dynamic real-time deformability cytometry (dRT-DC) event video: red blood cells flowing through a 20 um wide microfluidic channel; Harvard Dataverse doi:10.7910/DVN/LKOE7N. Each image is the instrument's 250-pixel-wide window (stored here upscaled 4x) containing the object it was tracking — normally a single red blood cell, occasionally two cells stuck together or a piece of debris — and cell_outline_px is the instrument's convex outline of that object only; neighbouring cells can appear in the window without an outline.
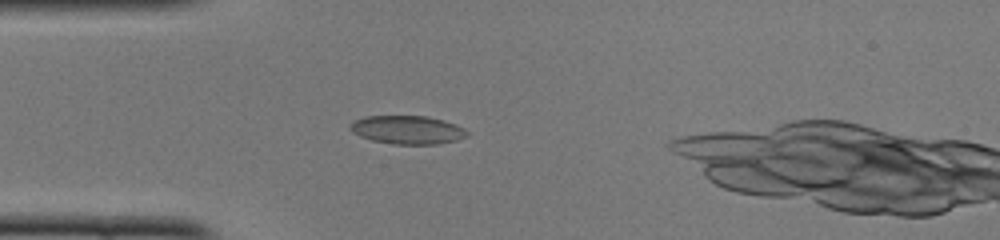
{"species": "common noctule bat (a hibernating species)", "species_latin": "Nyctalus noctula", "temperature_condition": "cold", "stored_images_in_passage": 43, "camera_frame_rate_fps": 3000, "um_per_image_px": 0.085, "animal": {"sex": "female", "body_mass_g": 22.0, "forearm_length_mm": 56.7}, "frame": {"image": 1, "passage_image": 13, "time_ms": 4.0, "image_size_px": [1000, 240], "cell_outline_px": [[468, 136], [456, 140], [440, 144], [392, 144], [372, 140], [360, 136], [352, 132], [348, 128], [352, 120], [364, 116], [428, 116], [444, 120], [456, 124], [464, 128], [468, 132]], "centroid_in_image_um": [34.62, 11.03], "position_along_channel_um": 50.4, "area_um2": 19.59}}
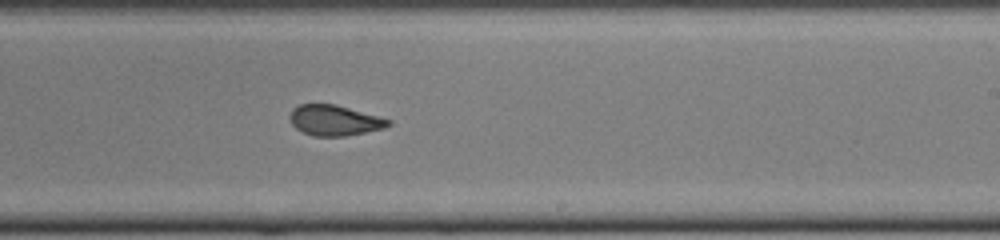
{"frame": {"image": 2, "passage_image": 29, "time_ms": 9.333, "image_size_px": [1000, 240], "cell_outline_px": [[392, 124], [384, 128], [344, 136], [312, 136], [296, 128], [288, 120], [288, 116], [292, 108], [300, 104], [336, 104], [392, 120]], "centroid_in_image_um": [28.4, 10.22], "position_along_channel_um": 260.6, "area_um2": 17.57}}
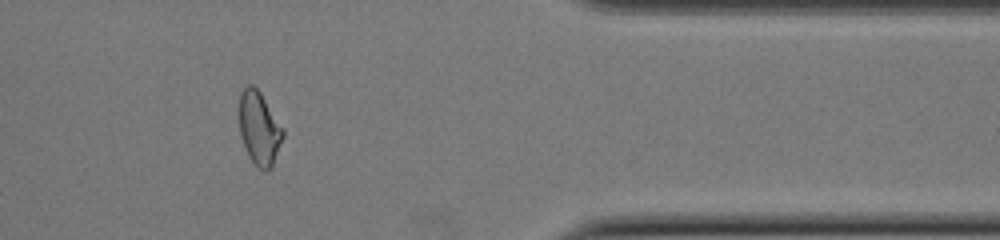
{"frame": {"image": 3, "passage_image": 40, "time_ms": 13.0, "image_size_px": [1000, 240], "cell_outline_px": [[284, 136], [272, 164], [264, 172], [248, 156], [240, 136], [240, 92], [248, 84], [252, 84], [260, 92], [284, 128]], "centroid_in_image_um": [22.04, 10.87], "position_along_channel_um": 389.4, "area_um2": 18.44}}